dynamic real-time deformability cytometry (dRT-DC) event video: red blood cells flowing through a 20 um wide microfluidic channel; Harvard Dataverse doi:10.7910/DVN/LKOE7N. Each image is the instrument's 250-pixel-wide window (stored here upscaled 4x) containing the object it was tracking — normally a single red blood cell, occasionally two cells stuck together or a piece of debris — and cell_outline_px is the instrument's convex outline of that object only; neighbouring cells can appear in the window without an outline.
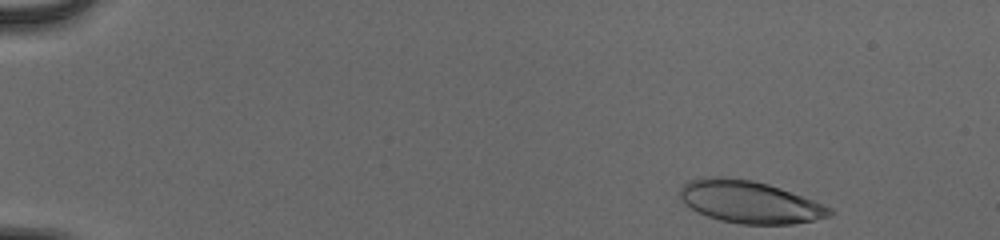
{"species": "human", "species_latin": "Homo sapiens", "temperature_condition": "cold", "stored_images_in_passage": 48, "camera_frame_rate_fps": 3000, "um_per_image_px": 0.085, "donor": {"sex": "male"}, "frame": {"image": 1, "passage_image": 1, "time_ms": 0.0, "image_size_px": [1000, 240], "cell_outline_px": [[836, 212], [832, 216], [792, 224], [740, 224], [720, 220], [696, 212], [684, 204], [680, 200], [680, 188], [688, 180], [704, 176], [724, 176], [752, 180], [768, 184], [780, 188], [812, 200], [832, 208]], "centroid_in_image_um": [63.68, 17.16], "position_along_channel_um": 21.3, "area_um2": 37.11}}
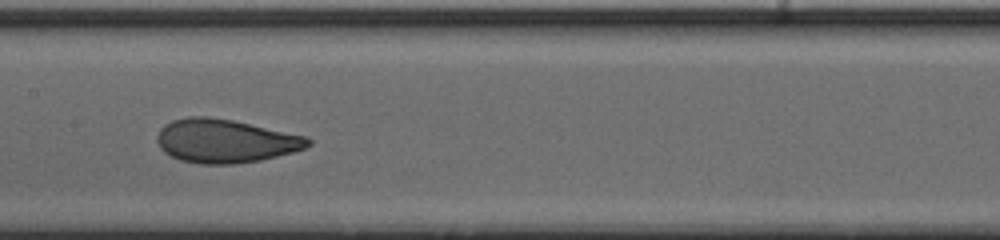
{"frame": {"image": 2, "passage_image": 24, "time_ms": 7.667, "image_size_px": [1000, 240], "cell_outline_px": [[312, 144], [304, 148], [292, 152], [260, 160], [232, 164], [200, 164], [180, 160], [164, 152], [160, 148], [156, 140], [156, 136], [160, 128], [164, 124], [172, 120], [188, 116], [208, 116], [232, 120], [308, 136], [312, 140]], "centroid_in_image_um": [19.13, 11.97], "position_along_channel_um": 188.3, "area_um2": 38.49}}
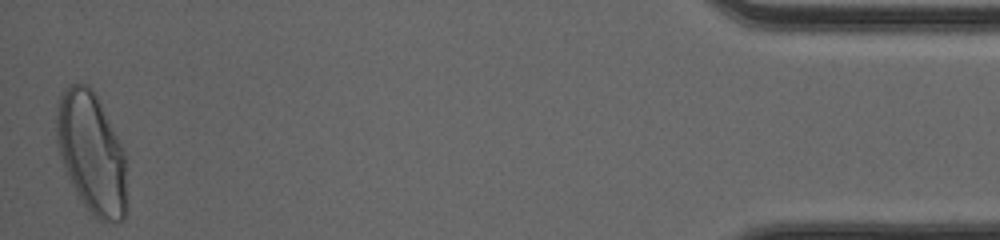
{"frame": {"image": 3, "passage_image": 48, "time_ms": 15.667, "image_size_px": [1000, 240], "cell_outline_px": [[124, 220], [100, 220], [84, 204], [76, 192], [64, 168], [60, 156], [56, 140], [56, 116], [60, 92], [68, 84], [88, 84], [92, 88], [120, 144], [124, 156]], "centroid_in_image_um": [7.71, 12.92], "position_along_channel_um": 427.5, "area_um2": 48.15}, "authors_computed_cell_mechanics": {"area_um2": 37.8879, "velocity_mm_per_s": 3.9393, "shape_relaxation_time_tau1_ms": 5.204, "shape_relaxation_time_tau2_ms": 0.8356, "deformation_change_tau1": 0.2116, "deformation_change_tau2": 0.0697}}